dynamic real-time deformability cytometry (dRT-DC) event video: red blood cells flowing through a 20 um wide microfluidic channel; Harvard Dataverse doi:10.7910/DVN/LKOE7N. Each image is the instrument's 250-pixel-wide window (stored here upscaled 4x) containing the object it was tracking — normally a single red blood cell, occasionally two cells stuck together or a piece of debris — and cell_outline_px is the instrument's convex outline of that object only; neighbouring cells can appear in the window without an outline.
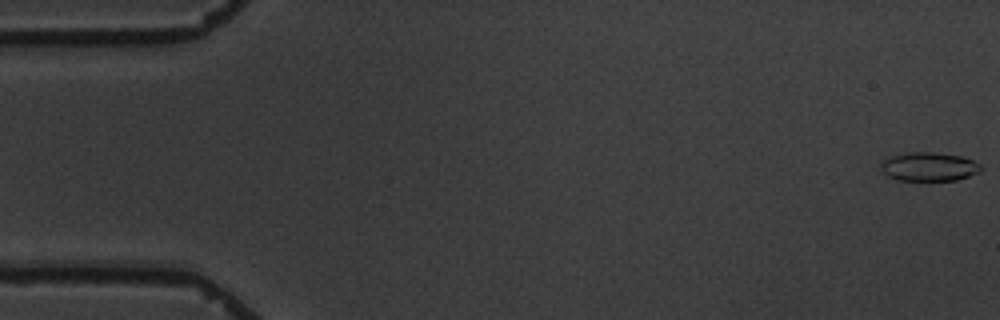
{"species": "common noctule bat (a hibernating species)", "species_latin": "Nyctalus noctula", "temperature_condition": "warm", "stored_images_in_passage": 6, "camera_frame_rate_fps": 3000, "um_per_image_px": 0.085, "animal": {"sex": "male", "body_mass_g": 19.5, "forearm_length_mm": 54.6}, "frame": {"image": 1, "passage_image": 1, "time_ms": 0.0, "image_size_px": [1000, 320], "cell_outline_px": [[984, 168], [980, 172], [956, 180], [896, 180], [888, 176], [880, 168], [880, 160], [888, 156], [908, 152], [936, 152], [964, 156], [980, 164]], "centroid_in_image_um": [78.95, 14.15], "position_along_channel_um": 6.1, "area_um2": 17.11}}